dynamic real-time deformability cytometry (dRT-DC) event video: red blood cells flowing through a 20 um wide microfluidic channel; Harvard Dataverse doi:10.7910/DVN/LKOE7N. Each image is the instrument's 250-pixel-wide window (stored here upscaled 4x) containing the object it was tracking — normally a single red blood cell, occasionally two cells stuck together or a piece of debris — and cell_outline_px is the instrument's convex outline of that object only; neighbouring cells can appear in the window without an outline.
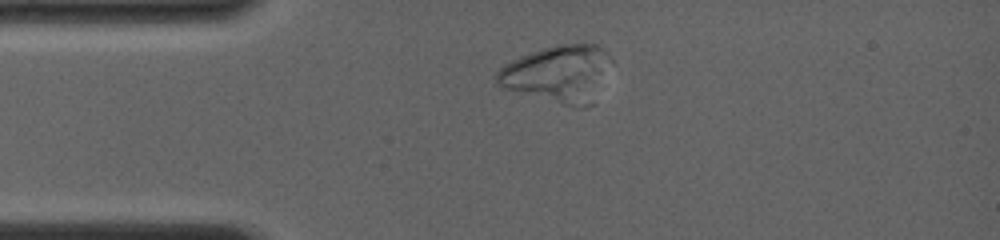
{"species": "common noctule bat (a hibernating species)", "species_latin": "Nyctalus noctula", "temperature_condition": "room temperature", "stored_images_in_passage": 20, "camera_frame_rate_fps": 4000, "um_per_image_px": 0.085, "animal": {"sex": "female", "body_mass_g": 19.0, "forearm_length_mm": 56.7}, "frame": {"image": 1, "passage_image": 12, "time_ms": 1.75, "image_size_px": [1000, 240], "cell_outline_px": [[608, 52], [576, 108], [572, 108], [504, 88], [496, 80], [496, 72], [504, 64], [520, 56], [544, 48], [560, 44], [596, 44]], "centroid_in_image_um": [47.08, 6.18], "position_along_channel_um": 37.9, "area_um2": 33.81}}